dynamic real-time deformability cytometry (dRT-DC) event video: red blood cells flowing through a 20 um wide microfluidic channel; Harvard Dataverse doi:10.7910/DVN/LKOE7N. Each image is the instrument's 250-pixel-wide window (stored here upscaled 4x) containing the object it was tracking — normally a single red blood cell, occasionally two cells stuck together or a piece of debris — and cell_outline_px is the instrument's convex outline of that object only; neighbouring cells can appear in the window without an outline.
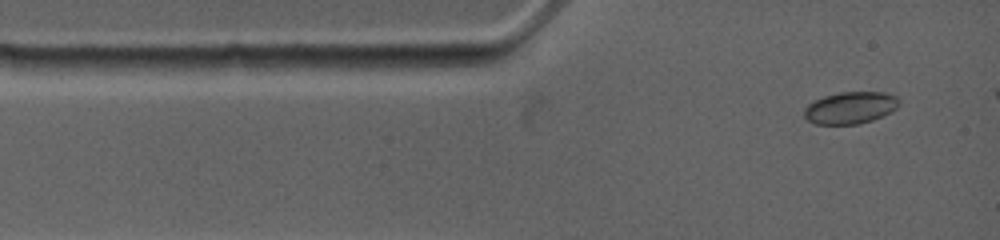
{"species": "common noctule bat (a hibernating species)", "species_latin": "Nyctalus noctula", "temperature_condition": "warm", "stored_images_in_passage": 10, "camera_frame_rate_fps": 4500, "um_per_image_px": 0.085, "animal": {"sex": "female", "body_mass_g": 19.0, "forearm_length_mm": 53.3}, "frame": {"image": 1, "passage_image": 1, "time_ms": 0.0, "image_size_px": [1000, 240], "cell_outline_px": [[900, 104], [896, 108], [872, 120], [856, 124], [816, 124], [808, 120], [804, 116], [804, 108], [808, 104], [824, 96], [840, 92], [884, 92], [896, 96], [900, 100]], "centroid_in_image_um": [72.27, 9.15], "position_along_channel_um": 12.7, "area_um2": 17.51}}